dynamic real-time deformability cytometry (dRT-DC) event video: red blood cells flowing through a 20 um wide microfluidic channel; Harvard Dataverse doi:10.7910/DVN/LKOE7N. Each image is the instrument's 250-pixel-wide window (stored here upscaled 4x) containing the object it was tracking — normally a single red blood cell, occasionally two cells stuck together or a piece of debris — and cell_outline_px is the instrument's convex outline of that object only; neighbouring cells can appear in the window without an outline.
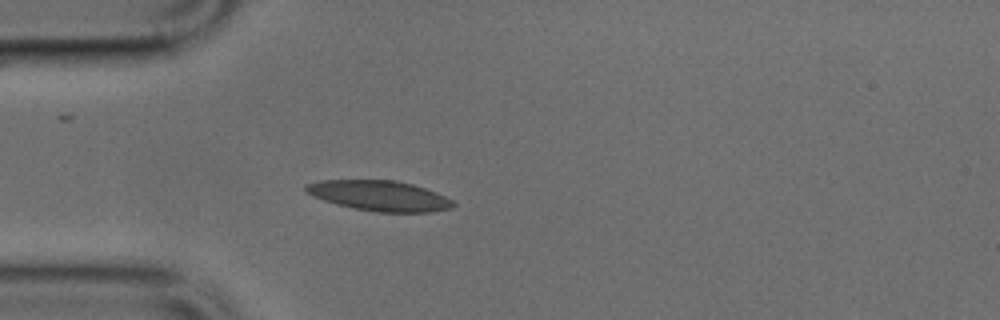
{"species": "common noctule bat (a hibernating species)", "species_latin": "Nyctalus noctula", "temperature_condition": "cold", "stored_images_in_passage": 39, "camera_frame_rate_fps": 3000, "um_per_image_px": 0.085, "animal": {"sex": "male", "body_mass_g": 17.9, "forearm_length_mm": 54.2}, "frame": {"image": 1, "passage_image": 6, "time_ms": 1.667, "image_size_px": [1000, 320], "cell_outline_px": [[456, 204], [452, 208], [432, 212], [376, 212], [336, 204], [312, 196], [304, 192], [304, 184], [320, 180], [392, 180], [412, 184], [436, 192], [452, 200]], "centroid_in_image_um": [32.22, 16.63], "position_along_channel_um": 52.8, "area_um2": 26.01}}
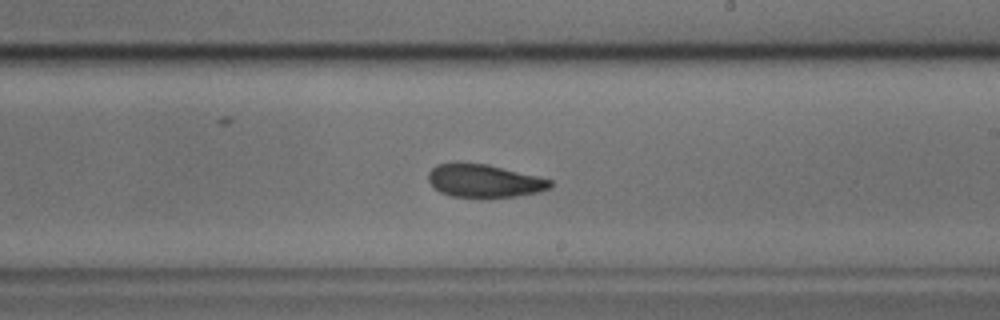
{"frame": {"image": 2, "passage_image": 21, "time_ms": 6.667, "image_size_px": [1000, 320], "cell_outline_px": [[552, 188], [540, 192], [516, 196], [484, 200], [452, 196], [440, 192], [428, 180], [428, 172], [436, 164], [488, 164], [540, 176], [552, 180]], "centroid_in_image_um": [41.22, 15.42], "position_along_channel_um": 247.8, "area_um2": 23.99}}
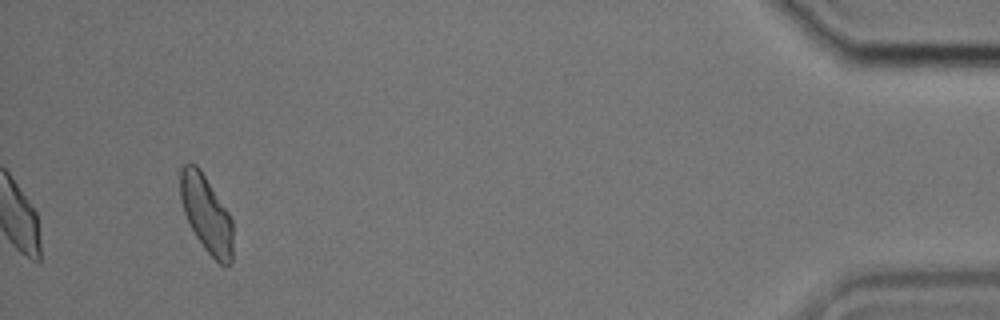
{"frame": {"image": 3, "passage_image": 39, "time_ms": 12.667, "image_size_px": [1000, 320], "cell_outline_px": [[232, 264], [220, 264], [204, 248], [196, 236], [184, 212], [180, 196], [180, 168], [184, 164], [196, 164], [200, 168], [228, 212], [232, 220]], "centroid_in_image_um": [17.54, 18.16], "position_along_channel_um": 417.7, "area_um2": 23.29}}